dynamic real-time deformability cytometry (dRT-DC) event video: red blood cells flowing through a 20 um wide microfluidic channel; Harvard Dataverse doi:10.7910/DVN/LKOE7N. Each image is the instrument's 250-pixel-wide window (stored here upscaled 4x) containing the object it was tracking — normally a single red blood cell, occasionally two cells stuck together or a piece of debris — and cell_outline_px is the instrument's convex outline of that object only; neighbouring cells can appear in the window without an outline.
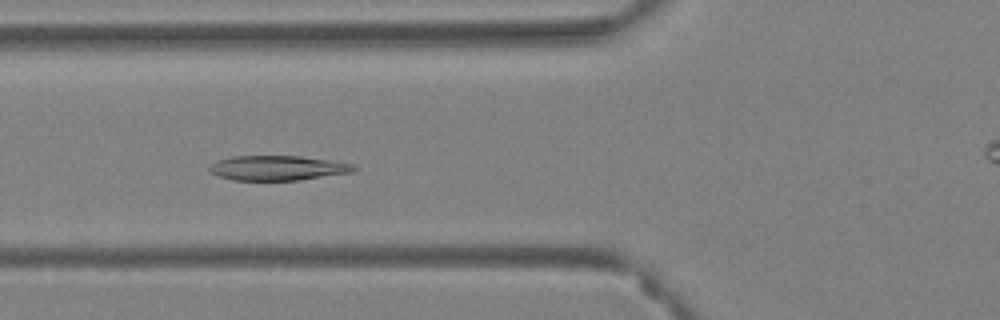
{"species": "Egyptian fruit bat (a non-hibernating species)", "species_latin": "Rousettus aegyptiacus", "temperature_condition": "warm", "stored_images_in_passage": 56, "camera_frame_rate_fps": 3000, "um_per_image_px": 0.085, "animal": {"sex": "female"}, "frame": {"image": 1, "passage_image": 17, "time_ms": 5.333, "image_size_px": [1000, 320], "cell_outline_px": [[356, 172], [300, 180], [232, 180], [220, 176], [212, 172], [208, 168], [216, 160], [232, 156], [300, 156], [328, 160], [352, 164], [356, 168]], "centroid_in_image_um": [23.62, 14.28], "position_along_channel_um": 102.2, "area_um2": 20.81}}
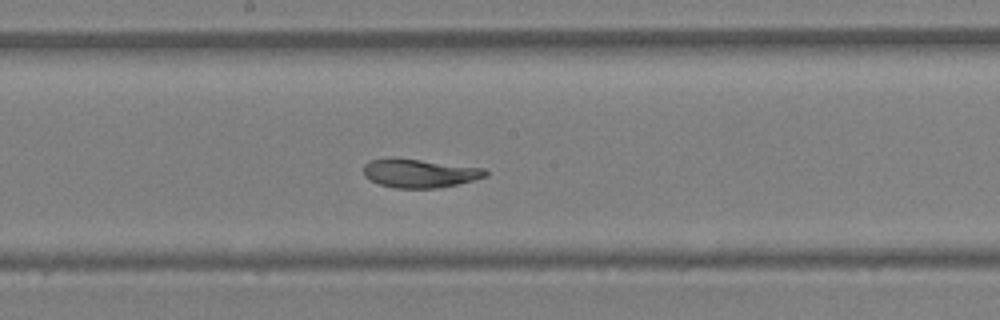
{"frame": {"image": 2, "passage_image": 27, "time_ms": 8.667, "image_size_px": [1000, 320], "cell_outline_px": [[488, 176], [456, 184], [436, 188], [396, 188], [380, 184], [368, 180], [364, 176], [364, 164], [368, 160], [420, 160], [484, 168], [488, 172]], "centroid_in_image_um": [35.67, 14.75], "position_along_channel_um": 212.5, "area_um2": 19.71}}
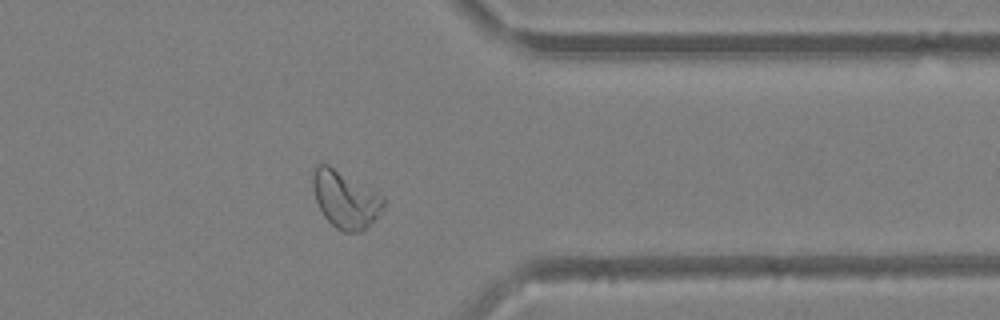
{"frame": {"image": 3, "passage_image": 43, "time_ms": 14.0, "image_size_px": [1000, 320], "cell_outline_px": [[384, 208], [360, 232], [344, 232], [336, 228], [324, 216], [316, 200], [312, 188], [312, 168], [316, 164], [328, 164], [384, 196]], "centroid_in_image_um": [29.31, 16.92], "position_along_channel_um": 382.1, "area_um2": 23.29}, "authors_computed_cell_mechanics": {"area_um2": 23.12, "velocity_mm_per_s": 3.3174, "shape_relaxation_time_tau1_ms": 3.8206, "shape_relaxation_time_tau2_ms": 1.0632, "deformation_change_tau1": 0.157, "deformation_change_tau2": 0.065}}